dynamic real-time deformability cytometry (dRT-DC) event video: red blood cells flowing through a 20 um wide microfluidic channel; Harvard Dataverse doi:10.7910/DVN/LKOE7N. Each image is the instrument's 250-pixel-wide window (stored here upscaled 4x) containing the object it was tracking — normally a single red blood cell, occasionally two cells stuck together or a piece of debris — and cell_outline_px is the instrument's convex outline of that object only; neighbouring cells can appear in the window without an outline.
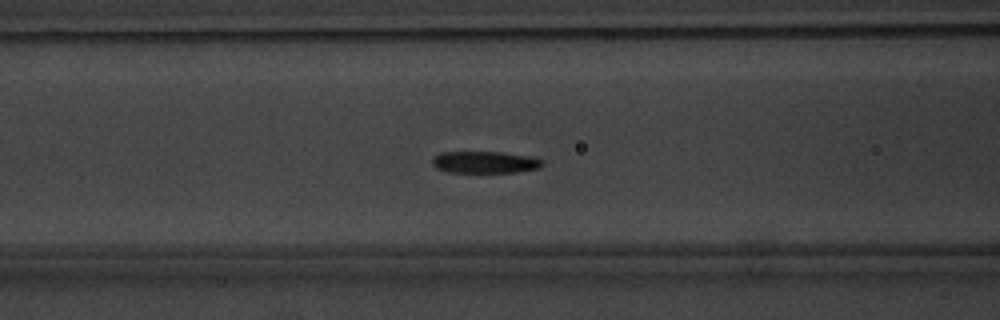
{"species": "common noctule bat (a hibernating species)", "species_latin": "Nyctalus noctula", "temperature_condition": "warm", "stored_images_in_passage": 53, "camera_frame_rate_fps": 3000, "um_per_image_px": 0.085, "animal": {"sex": "male", "body_mass_g": 20.1, "forearm_length_mm": 53.5}, "frame": {"image": 1, "passage_image": 22, "time_ms": 7.0, "image_size_px": [1000, 320], "cell_outline_px": [[544, 164], [540, 168], [516, 172], [448, 172], [436, 168], [432, 164], [432, 160], [440, 152], [500, 152], [528, 156], [544, 160]], "centroid_in_image_um": [41.23, 13.79], "position_along_channel_um": 125.4, "area_um2": 13.99}}
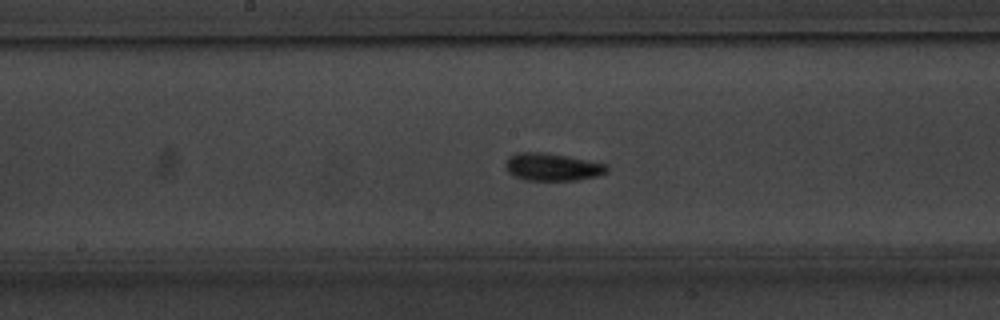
{"frame": {"image": 2, "passage_image": 28, "time_ms": 9.0, "image_size_px": [1000, 320], "cell_outline_px": [[608, 172], [596, 176], [576, 180], [524, 180], [512, 176], [508, 172], [504, 164], [508, 156], [516, 152], [548, 152], [608, 164]], "centroid_in_image_um": [46.91, 14.18], "position_along_channel_um": 201.3, "area_um2": 16.59}}
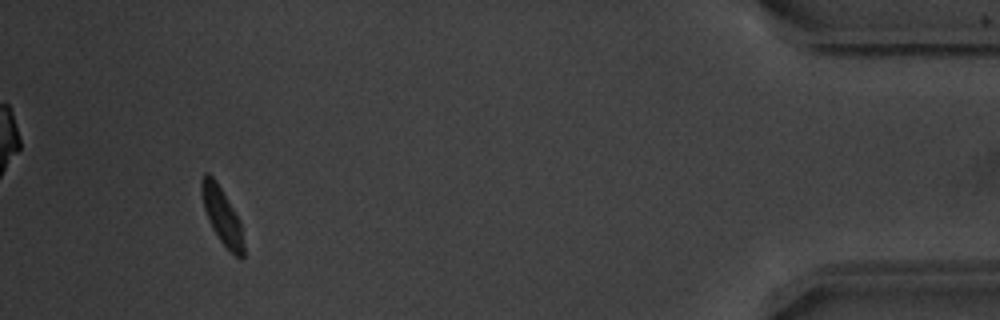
{"frame": {"image": 3, "passage_image": 50, "time_ms": 16.333, "image_size_px": [1000, 320], "cell_outline_px": [[244, 256], [240, 260], [220, 240], [212, 228], [208, 220], [204, 208], [200, 188], [200, 180], [204, 172], [208, 172], [212, 176], [220, 188], [240, 220], [244, 244]], "centroid_in_image_um": [18.86, 18.34], "position_along_channel_um": 416.3, "area_um2": 13.7}, "authors_computed_cell_mechanics": {"area_um2": 14.45, "velocity_mm_per_s": 3.7894, "shape_relaxation_time_tau1_ms": 2.6032, "shape_relaxation_time_tau2_ms": 2.647, "deformation_change_tau1": 0.1287, "deformation_change_tau2": 0.083}}